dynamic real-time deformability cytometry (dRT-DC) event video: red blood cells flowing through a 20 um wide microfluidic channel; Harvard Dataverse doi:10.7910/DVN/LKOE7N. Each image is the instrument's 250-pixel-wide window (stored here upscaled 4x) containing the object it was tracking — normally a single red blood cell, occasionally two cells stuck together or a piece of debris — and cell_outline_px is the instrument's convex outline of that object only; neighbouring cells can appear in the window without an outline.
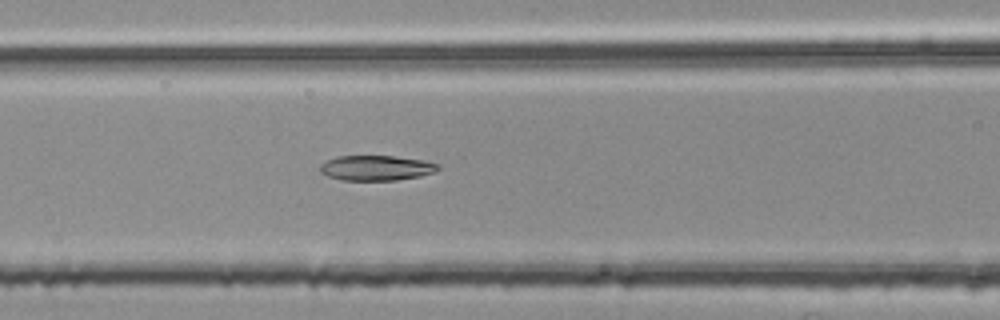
{"species": "common noctule bat (a hibernating species)", "species_latin": "Nyctalus noctula", "temperature_condition": "room temperature", "stored_images_in_passage": 41, "camera_frame_rate_fps": 3000, "um_per_image_px": 0.085, "animal": {"sex": "female", "body_mass_g": 25.1}, "frame": {"image": 1, "passage_image": 9, "time_ms": 2.667, "image_size_px": [1000, 320], "cell_outline_px": [[440, 168], [432, 172], [420, 176], [396, 180], [340, 180], [328, 176], [320, 172], [320, 164], [336, 156], [392, 156], [420, 160], [440, 164]], "centroid_in_image_um": [31.95, 14.28], "position_along_channel_um": 134.7, "area_um2": 17.11}}
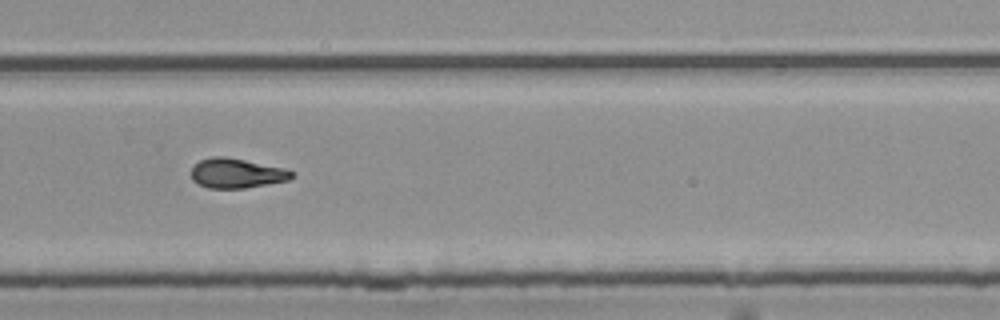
{"frame": {"image": 2, "passage_image": 23, "time_ms": 7.333, "image_size_px": [1000, 320], "cell_outline_px": [[296, 176], [288, 180], [244, 188], [208, 188], [192, 180], [192, 168], [200, 160], [212, 156], [224, 156], [284, 168], [292, 172]], "centroid_in_image_um": [20.11, 14.72], "position_along_channel_um": 309.7, "area_um2": 17.17}}
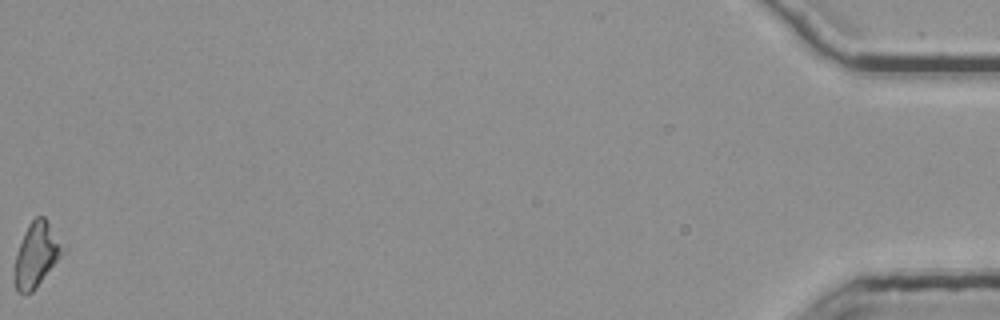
{"frame": {"image": 3, "passage_image": 41, "time_ms": 13.333, "image_size_px": [1000, 320], "cell_outline_px": [[68, 248], [32, 292], [16, 292], [12, 280], [12, 268], [24, 232], [28, 224], [36, 216], [44, 216], [48, 220]], "centroid_in_image_um": [3.1, 21.63], "position_along_channel_um": 432.1, "area_um2": 18.67}, "authors_computed_cell_mechanics": {"area_um2": 17.2822, "velocity_mm_per_s": 3.7606, "shape_relaxation_time_tau1_ms": 6.5346, "shape_relaxation_time_tau2_ms": 7.3132, "deformation_change_tau1": 0.1973, "deformation_change_tau2": 0.131}}